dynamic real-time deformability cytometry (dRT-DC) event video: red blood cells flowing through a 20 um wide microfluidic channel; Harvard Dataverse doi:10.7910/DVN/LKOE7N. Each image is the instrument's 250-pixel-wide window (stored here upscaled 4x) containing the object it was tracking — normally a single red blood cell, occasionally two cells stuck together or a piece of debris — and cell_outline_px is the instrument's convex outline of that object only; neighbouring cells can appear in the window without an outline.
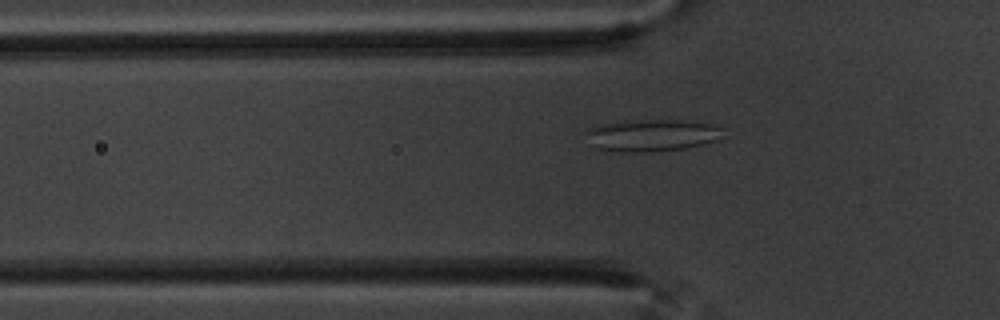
{"species": "common noctule bat (a hibernating species)", "species_latin": "Nyctalus noctula", "temperature_condition": "warm", "stored_images_in_passage": 58, "camera_frame_rate_fps": 3000, "um_per_image_px": 0.085, "animal": {"sex": "male", "body_mass_g": 20.1, "forearm_length_mm": 53.5}, "frame": {"image": 1, "passage_image": 19, "time_ms": 6.0, "image_size_px": [1000, 320], "cell_outline_px": [[724, 128], [720, 136], [716, 140], [684, 148], [652, 152], [624, 152], [592, 148], [584, 132], [588, 128], [604, 124], [640, 120], [680, 120], [708, 124]], "centroid_in_image_um": [55.34, 11.51], "position_along_channel_um": 70.5, "area_um2": 25.32}}
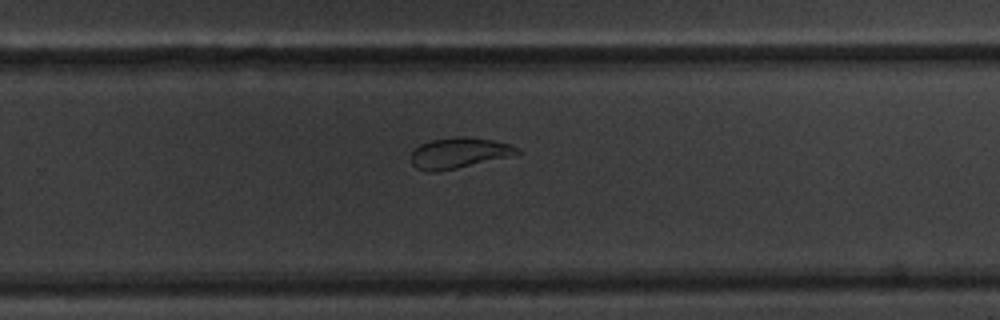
{"frame": {"image": 2, "passage_image": 38, "time_ms": 12.333, "image_size_px": [1000, 320], "cell_outline_px": [[520, 152], [516, 156], [436, 172], [424, 172], [416, 168], [412, 164], [412, 152], [420, 144], [432, 140], [456, 136], [464, 136], [492, 140], [512, 144]], "centroid_in_image_um": [39.04, 13.01], "position_along_channel_um": 290.8, "area_um2": 19.13}}
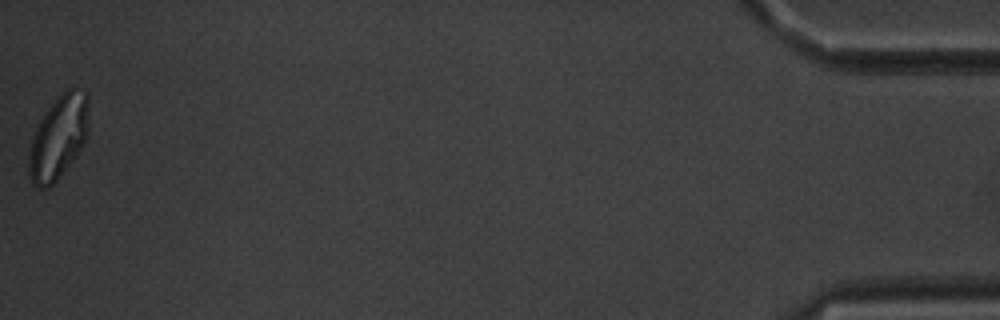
{"frame": {"image": 3, "passage_image": 58, "time_ms": 19.0, "image_size_px": [1000, 320], "cell_outline_px": [[88, 124], [84, 144], [76, 156], [56, 180], [48, 188], [40, 188], [32, 184], [28, 176], [28, 164], [32, 140], [36, 128], [40, 120], [48, 108], [68, 88], [72, 88], [88, 92]], "centroid_in_image_um": [4.97, 11.7], "position_along_channel_um": 430.2, "area_um2": 28.73}, "authors_computed_cell_mechanics": {"area_um2": 25.4898, "velocity_mm_per_s": 3.4793, "shape_relaxation_time_tau1_ms": 9.6764, "shape_relaxation_time_tau2_ms": 1.5753, "deformation_change_tau1": 0.2122, "deformation_change_tau2": 0.0861}}